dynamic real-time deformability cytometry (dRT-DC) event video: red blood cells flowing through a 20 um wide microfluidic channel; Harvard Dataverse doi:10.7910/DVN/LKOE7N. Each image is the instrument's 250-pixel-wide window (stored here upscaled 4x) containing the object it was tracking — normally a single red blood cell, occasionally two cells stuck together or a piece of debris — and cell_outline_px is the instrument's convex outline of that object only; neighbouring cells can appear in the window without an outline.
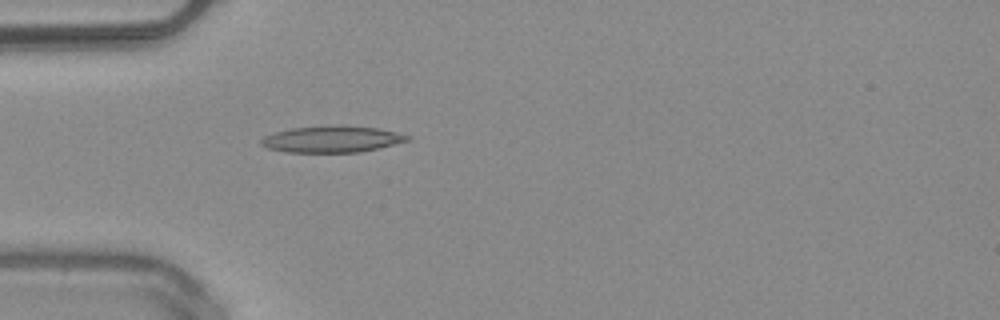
{"species": "common noctule bat (a hibernating species)", "species_latin": "Nyctalus noctula", "temperature_condition": "warm", "stored_images_in_passage": 36, "camera_frame_rate_fps": 3000, "um_per_image_px": 0.085, "animal": {"sex": "male", "body_mass_g": 20.4}, "frame": {"image": 1, "passage_image": 1, "time_ms": 0.0, "image_size_px": [1000, 320], "cell_outline_px": [[412, 140], [360, 152], [284, 152], [268, 148], [260, 144], [260, 140], [264, 136], [276, 132], [292, 128], [332, 124], [344, 124], [376, 128], [396, 132], [412, 136]], "centroid_in_image_um": [28.23, 11.81], "position_along_channel_um": 56.8, "area_um2": 22.89}}
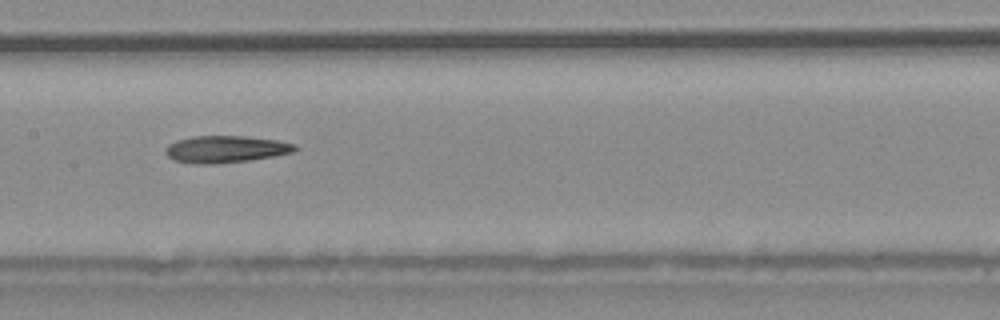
{"frame": {"image": 2, "passage_image": 11, "time_ms": 3.333, "image_size_px": [1000, 320], "cell_outline_px": [[300, 148], [296, 152], [248, 160], [216, 164], [196, 164], [176, 160], [168, 156], [164, 152], [164, 148], [168, 144], [176, 140], [192, 136], [244, 136], [276, 140], [296, 144]], "centroid_in_image_um": [19.19, 12.67], "position_along_channel_um": 188.2, "area_um2": 20.46}}
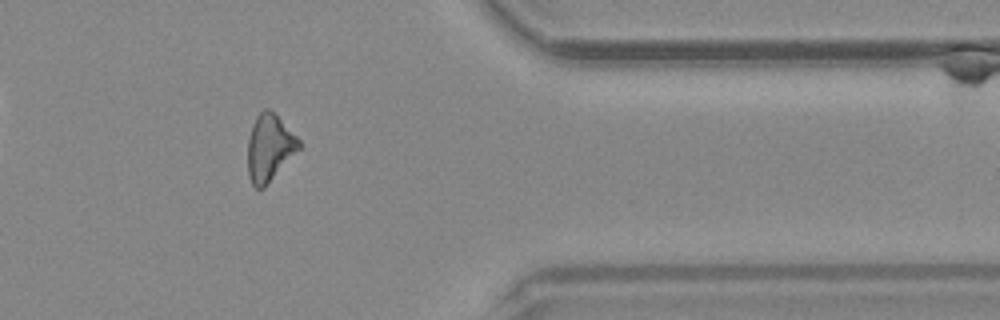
{"frame": {"image": 3, "passage_image": 27, "time_ms": 8.667, "image_size_px": [1000, 320], "cell_outline_px": [[300, 148], [264, 188], [256, 188], [252, 184], [248, 176], [248, 140], [252, 124], [256, 116], [264, 108], [268, 108], [300, 140]], "centroid_in_image_um": [22.88, 12.57], "position_along_channel_um": 388.5, "area_um2": 19.59}}